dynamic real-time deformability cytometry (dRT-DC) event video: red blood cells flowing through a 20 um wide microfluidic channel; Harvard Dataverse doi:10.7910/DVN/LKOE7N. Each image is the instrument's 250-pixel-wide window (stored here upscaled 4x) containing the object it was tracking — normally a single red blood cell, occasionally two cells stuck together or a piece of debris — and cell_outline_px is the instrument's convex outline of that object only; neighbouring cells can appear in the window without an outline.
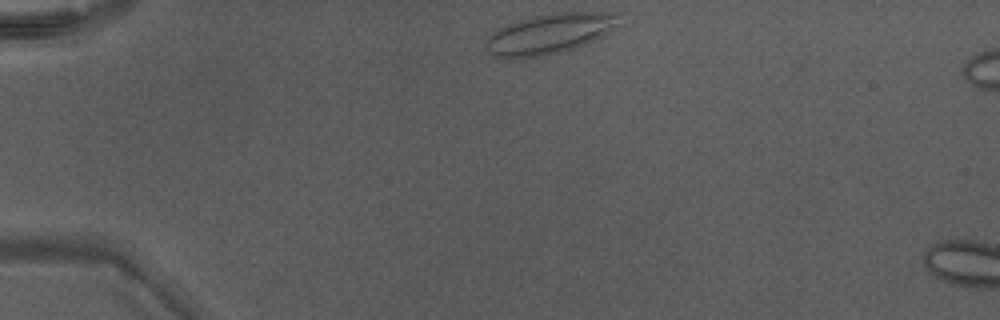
{"species": "Egyptian fruit bat (a non-hibernating species)", "species_latin": "Rousettus aegyptiacus", "temperature_condition": "warm", "stored_images_in_passage": 4, "camera_frame_rate_fps": 3000, "um_per_image_px": 0.085, "animal": {"sex": "male"}, "frame": {"image": 1, "passage_image": 1, "time_ms": 0.0, "image_size_px": [1000, 320], "cell_outline_px": [[624, 24], [576, 48], [544, 56], [492, 56], [484, 48], [484, 44], [488, 36], [496, 28], [532, 16], [556, 12], [624, 12]], "centroid_in_image_um": [46.81, 2.82], "position_along_channel_um": 38.2, "area_um2": 31.5}}